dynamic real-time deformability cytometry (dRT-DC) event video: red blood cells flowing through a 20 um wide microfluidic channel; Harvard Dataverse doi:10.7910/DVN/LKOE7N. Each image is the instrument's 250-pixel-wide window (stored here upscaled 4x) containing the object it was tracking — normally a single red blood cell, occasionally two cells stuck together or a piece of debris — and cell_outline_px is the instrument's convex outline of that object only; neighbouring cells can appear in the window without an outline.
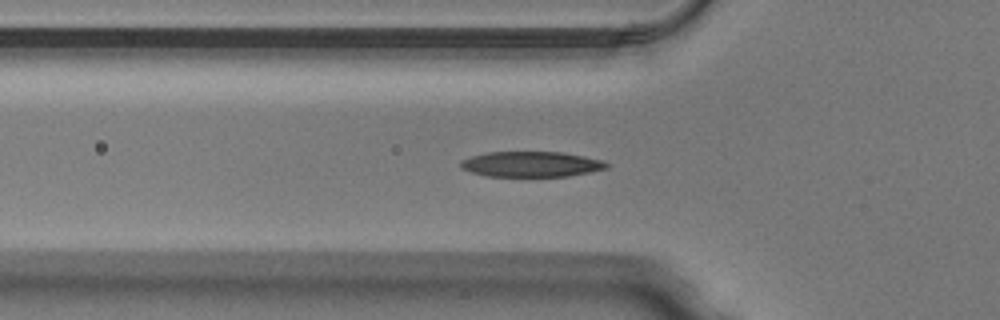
{"species": "Egyptian fruit bat (a non-hibernating species)", "species_latin": "Rousettus aegyptiacus", "temperature_condition": "warm", "stored_images_in_passage": 36, "camera_frame_rate_fps": 3000, "um_per_image_px": 0.085, "animal": {"sex": "male"}, "frame": {"image": 1, "passage_image": 2, "time_ms": 0.333, "image_size_px": [1000, 320], "cell_outline_px": [[608, 168], [568, 176], [488, 176], [472, 172], [460, 168], [460, 160], [472, 156], [488, 152], [564, 152], [584, 156], [600, 160], [608, 164]], "centroid_in_image_um": [45.13, 13.95], "position_along_channel_um": 80.7, "area_um2": 21.44}}
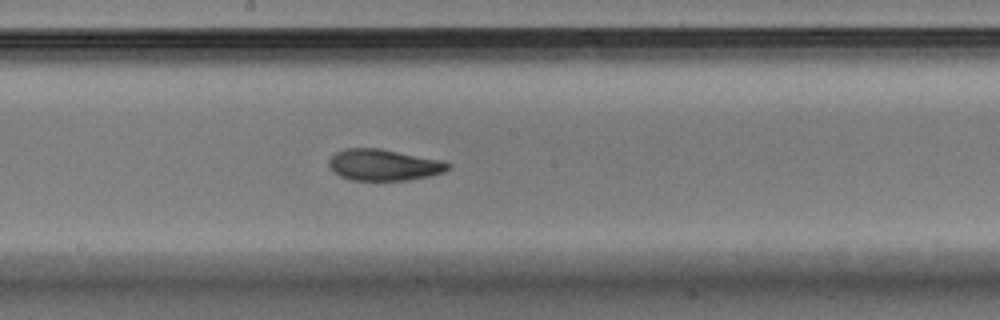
{"frame": {"image": 2, "passage_image": 12, "time_ms": 3.667, "image_size_px": [1000, 320], "cell_outline_px": [[452, 164], [444, 172], [428, 176], [408, 180], [348, 180], [340, 176], [328, 164], [328, 160], [336, 152], [344, 148], [380, 148], [440, 160]], "centroid_in_image_um": [32.6, 14.01], "position_along_channel_um": 215.6, "area_um2": 21.62}}
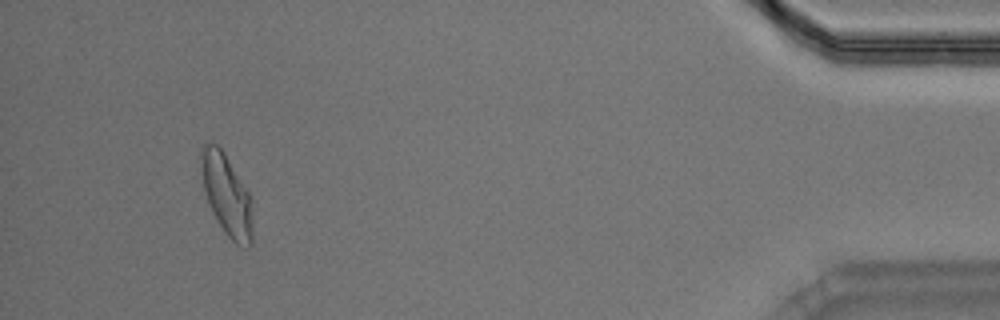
{"frame": {"image": 3, "passage_image": 32, "time_ms": 10.333, "image_size_px": [1000, 320], "cell_outline_px": [[252, 244], [248, 248], [236, 244], [224, 232], [212, 212], [204, 188], [200, 156], [200, 148], [204, 144], [216, 144], [224, 152], [248, 192], [252, 220]], "centroid_in_image_um": [19.26, 16.59], "position_along_channel_um": 415.9, "area_um2": 23.81}, "authors_computed_cell_mechanics": {"area_um2": 22.1952, "velocity_mm_per_s": 4.0164, "shape_relaxation_time_tau1_ms": 3.0163, "shape_relaxation_time_tau2_ms": 1.9604, "deformation_change_tau1": 0.1692, "deformation_change_tau2": 0.0938}}